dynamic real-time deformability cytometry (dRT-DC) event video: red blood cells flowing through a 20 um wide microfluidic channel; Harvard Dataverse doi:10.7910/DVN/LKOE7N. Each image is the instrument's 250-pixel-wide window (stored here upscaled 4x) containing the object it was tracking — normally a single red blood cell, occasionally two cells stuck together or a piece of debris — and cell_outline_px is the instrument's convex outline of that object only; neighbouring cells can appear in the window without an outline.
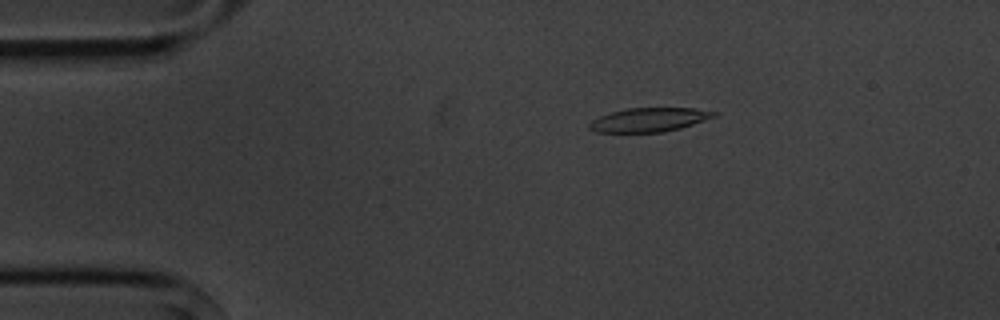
{"species": "common noctule bat (a hibernating species)", "species_latin": "Nyctalus noctula", "temperature_condition": "cold", "stored_images_in_passage": 8, "camera_frame_rate_fps": 3000, "um_per_image_px": 0.085, "animal": {"sex": "male", "body_mass_g": 20.1, "forearm_length_mm": 53.5}, "frame": {"image": 1, "passage_image": 2, "time_ms": 2.0, "image_size_px": [1000, 320], "cell_outline_px": [[720, 112], [716, 116], [680, 128], [664, 132], [596, 132], [588, 128], [588, 124], [592, 120], [600, 116], [612, 112], [628, 108], [696, 108]], "centroid_in_image_um": [55.19, 10.18], "position_along_channel_um": 29.8, "area_um2": 17.34}}
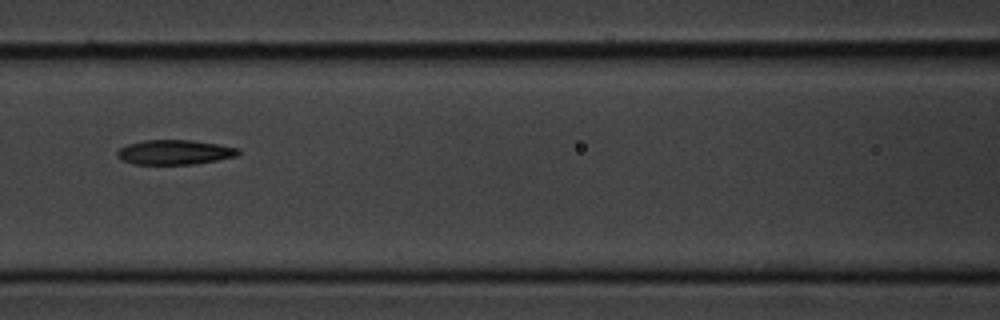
{"frame": {"image": 2, "passage_image": 6, "time_ms": 6.667, "image_size_px": [1000, 320], "cell_outline_px": [[240, 152], [236, 156], [216, 160], [192, 164], [132, 164], [120, 160], [116, 156], [116, 152], [120, 148], [128, 144], [144, 140], [192, 140], [220, 144], [240, 148]], "centroid_in_image_um": [14.82, 12.93], "position_along_channel_um": 151.8, "area_um2": 17.51}}
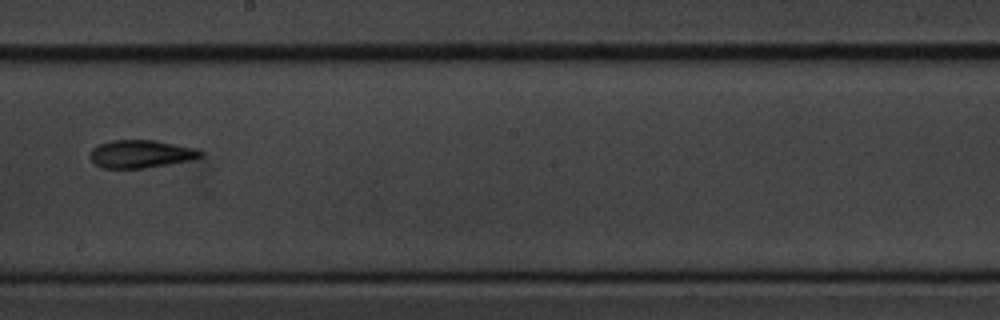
{"frame": {"image": 3, "passage_image": 8, "time_ms": 9.0, "image_size_px": [1000, 320], "cell_outline_px": [[204, 156], [192, 160], [144, 168], [104, 168], [96, 164], [88, 156], [92, 148], [100, 144], [112, 140], [156, 140], [200, 148], [204, 152]], "centroid_in_image_um": [12.04, 13.07], "position_along_channel_um": 236.2, "area_um2": 18.21}}